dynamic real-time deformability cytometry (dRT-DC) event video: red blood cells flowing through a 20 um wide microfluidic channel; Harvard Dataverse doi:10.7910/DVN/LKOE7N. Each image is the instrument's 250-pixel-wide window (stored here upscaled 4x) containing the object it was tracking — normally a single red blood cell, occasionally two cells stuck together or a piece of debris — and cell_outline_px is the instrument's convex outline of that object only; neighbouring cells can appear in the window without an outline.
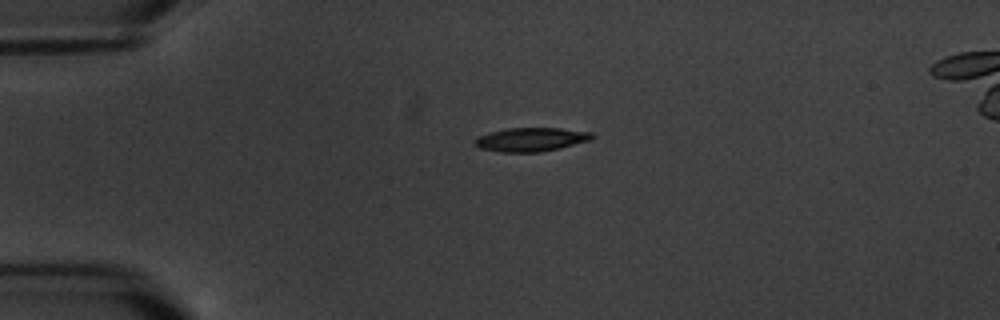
{"species": "common noctule bat (a hibernating species)", "species_latin": "Nyctalus noctula", "temperature_condition": "warm", "stored_images_in_passage": 2, "camera_frame_rate_fps": 3000, "um_per_image_px": 0.085, "animal": {"sex": "male", "body_mass_g": 20.1, "forearm_length_mm": 53.5}, "frame": {"image": 1, "passage_image": 1, "time_ms": 0.0, "image_size_px": [1000, 320], "cell_outline_px": [[596, 136], [592, 140], [560, 148], [540, 152], [500, 152], [480, 148], [472, 144], [472, 140], [476, 136], [488, 132], [508, 128], [560, 128], [592, 132]], "centroid_in_image_um": [45.11, 11.85], "position_along_channel_um": 39.9, "area_um2": 16.59}}